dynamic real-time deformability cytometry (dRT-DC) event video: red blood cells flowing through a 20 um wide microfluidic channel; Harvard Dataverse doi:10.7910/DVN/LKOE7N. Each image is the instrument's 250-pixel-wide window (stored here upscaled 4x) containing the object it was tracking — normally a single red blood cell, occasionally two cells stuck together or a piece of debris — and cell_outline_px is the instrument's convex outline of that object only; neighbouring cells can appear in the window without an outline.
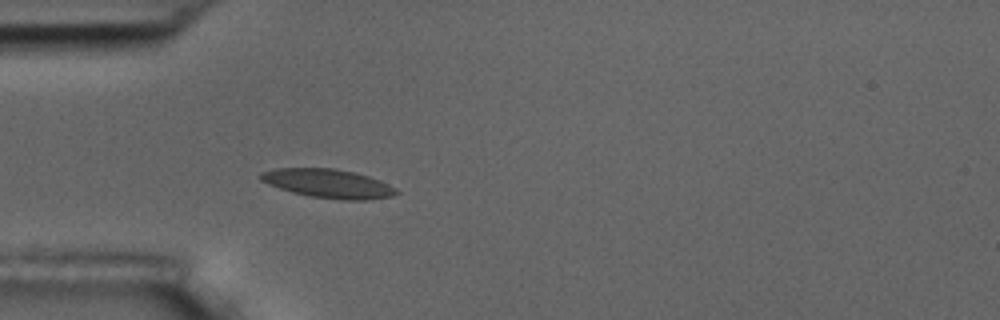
{"species": "common noctule bat (a hibernating species)", "species_latin": "Nyctalus noctula", "temperature_condition": "room temperature", "stored_images_in_passage": 3, "camera_frame_rate_fps": 3000, "um_per_image_px": 0.085, "animal": {"sex": "male", "body_mass_g": 17.5, "forearm_length_mm": 52.3}, "frame": {"image": 1, "passage_image": 3, "time_ms": 2.333, "image_size_px": [1000, 320], "cell_outline_px": [[400, 192], [392, 196], [368, 200], [340, 200], [312, 196], [292, 192], [268, 184], [260, 180], [256, 176], [260, 172], [276, 168], [336, 168], [356, 172], [380, 180], [396, 188]], "centroid_in_image_um": [27.89, 15.59], "position_along_channel_um": 57.1, "area_um2": 23.0}}